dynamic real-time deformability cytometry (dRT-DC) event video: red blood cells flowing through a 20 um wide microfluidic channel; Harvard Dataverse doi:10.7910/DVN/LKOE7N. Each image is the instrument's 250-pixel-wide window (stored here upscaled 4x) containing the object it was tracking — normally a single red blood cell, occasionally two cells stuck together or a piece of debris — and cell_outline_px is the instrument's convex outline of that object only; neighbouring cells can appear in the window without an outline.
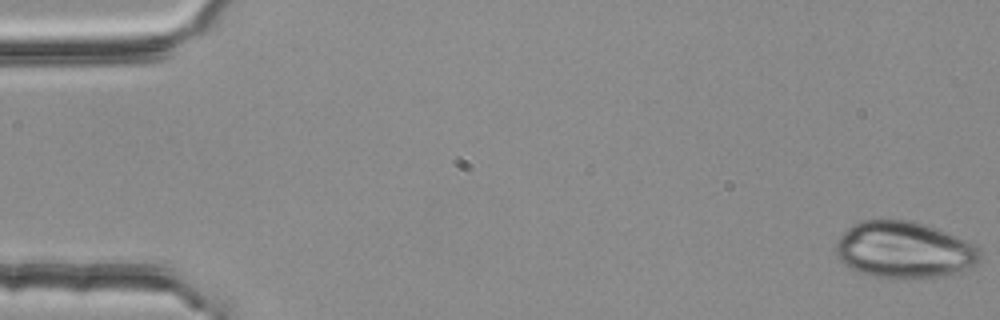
{"species": "common noctule bat (a hibernating species)", "species_latin": "Nyctalus noctula", "temperature_condition": "room temperature", "stored_images_in_passage": 5, "camera_frame_rate_fps": 3000, "um_per_image_px": 0.085, "animal": {"sex": "female", "body_mass_g": 25.1}, "frame": {"image": 1, "passage_image": 1, "time_ms": 0.0, "image_size_px": [1000, 320], "cell_outline_px": [[980, 260], [976, 264], [948, 276], [916, 280], [888, 280], [872, 276], [860, 272], [844, 264], [840, 260], [836, 252], [836, 244], [840, 236], [852, 224], [860, 220], [912, 220], [936, 228], [964, 240], [980, 248]], "centroid_in_image_um": [76.85, 21.28], "position_along_channel_um": 8.2, "area_um2": 48.21}}